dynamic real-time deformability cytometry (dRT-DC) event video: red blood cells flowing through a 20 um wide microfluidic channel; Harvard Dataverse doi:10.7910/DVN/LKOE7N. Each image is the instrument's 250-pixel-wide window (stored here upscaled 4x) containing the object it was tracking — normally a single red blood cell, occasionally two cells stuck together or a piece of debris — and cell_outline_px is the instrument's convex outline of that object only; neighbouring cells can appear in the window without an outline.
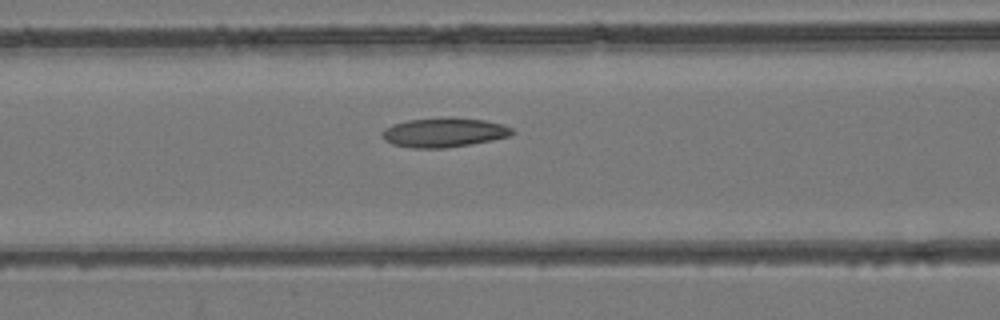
{"species": "common noctule bat (a hibernating species)", "species_latin": "Nyctalus noctula", "temperature_condition": "room temperature", "stored_images_in_passage": 50, "camera_frame_rate_fps": 3000, "um_per_image_px": 0.085, "animal": {"sex": "female", "body_mass_g": 24.6, "forearm_length_mm": 56.2}, "frame": {"image": 1, "passage_image": 21, "time_ms": 6.667, "image_size_px": [1000, 320], "cell_outline_px": [[516, 132], [512, 136], [492, 140], [444, 148], [412, 148], [392, 144], [384, 140], [380, 132], [384, 128], [392, 124], [408, 120], [448, 116], [452, 116], [484, 120], [504, 124], [512, 128]], "centroid_in_image_um": [37.74, 11.24], "position_along_channel_um": 128.9, "area_um2": 22.66}}
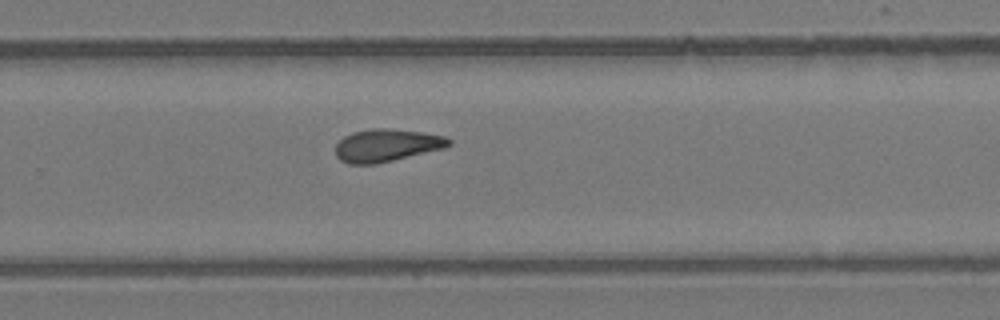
{"frame": {"image": 2, "passage_image": 33, "time_ms": 10.667, "image_size_px": [1000, 320], "cell_outline_px": [[452, 144], [444, 148], [376, 164], [348, 164], [340, 160], [336, 156], [336, 144], [344, 136], [352, 132], [372, 128], [388, 128], [424, 132], [444, 136], [452, 140]], "centroid_in_image_um": [32.86, 12.35], "position_along_channel_um": 296.9, "area_um2": 21.62}}
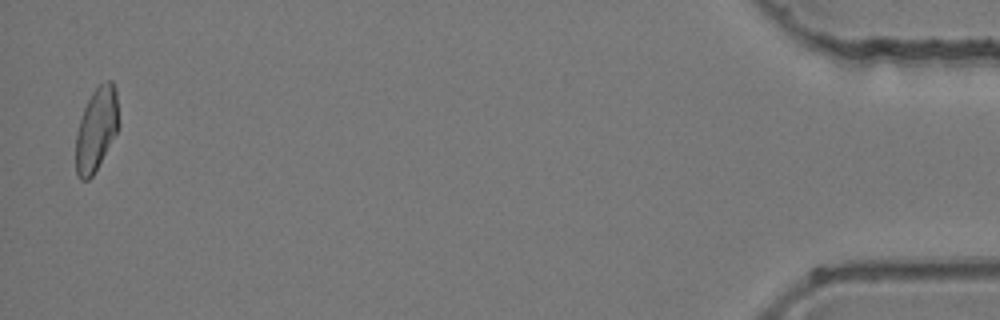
{"frame": {"image": 3, "passage_image": 49, "time_ms": 16.0, "image_size_px": [1000, 320], "cell_outline_px": [[120, 124], [116, 132], [92, 176], [88, 180], [80, 180], [76, 172], [76, 132], [84, 108], [92, 92], [100, 84], [108, 80], [112, 80], [116, 92]], "centroid_in_image_um": [8.19, 10.96], "position_along_channel_um": 427.0, "area_um2": 20.58}}